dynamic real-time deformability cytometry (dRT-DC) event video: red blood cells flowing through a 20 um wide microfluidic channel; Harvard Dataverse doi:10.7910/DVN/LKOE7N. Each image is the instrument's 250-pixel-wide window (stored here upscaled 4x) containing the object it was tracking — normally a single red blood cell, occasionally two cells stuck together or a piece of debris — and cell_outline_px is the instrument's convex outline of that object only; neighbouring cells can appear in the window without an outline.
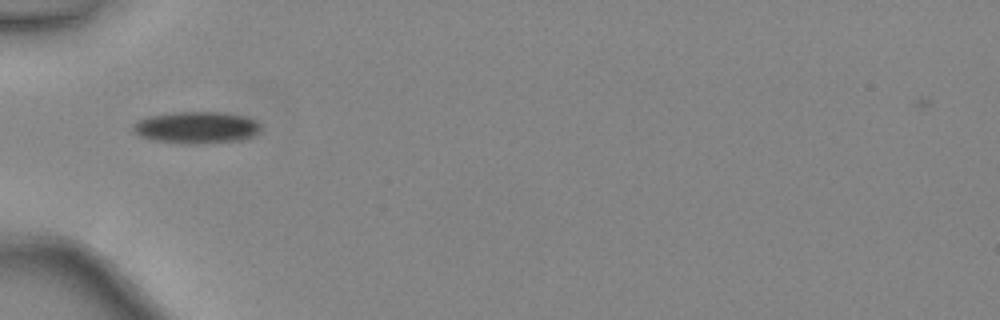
{"species": "common noctule bat (a hibernating species)", "species_latin": "Nyctalus noctula", "temperature_condition": "warm", "stored_images_in_passage": 31, "camera_frame_rate_fps": 3000, "um_per_image_px": 0.085, "animal": {"sex": "female", "body_mass_g": 24.6, "forearm_length_mm": 56.2}, "frame": {"image": 1, "passage_image": 1, "time_ms": 0.0, "image_size_px": [1000, 320], "cell_outline_px": [[260, 128], [252, 136], [240, 140], [196, 144], [184, 144], [156, 140], [140, 136], [132, 128], [132, 124], [148, 116], [172, 112], [220, 112], [248, 116], [256, 120], [260, 124]], "centroid_in_image_um": [16.71, 10.83], "position_along_channel_um": 68.3, "area_um2": 23.64}}
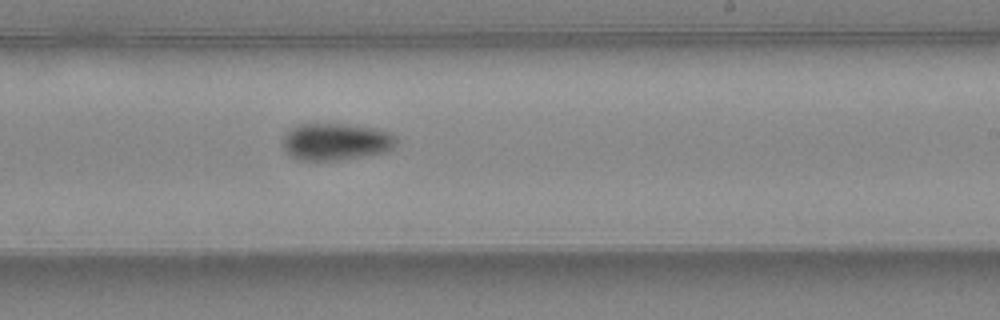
{"frame": {"image": 2, "passage_image": 14, "time_ms": 4.333, "image_size_px": [1000, 320], "cell_outline_px": [[396, 140], [392, 148], [384, 152], [340, 160], [300, 160], [292, 156], [284, 148], [284, 136], [292, 128], [300, 124], [340, 124], [376, 128], [388, 132], [396, 136]], "centroid_in_image_um": [28.56, 12.04], "position_along_channel_um": 260.4, "area_um2": 24.04}}
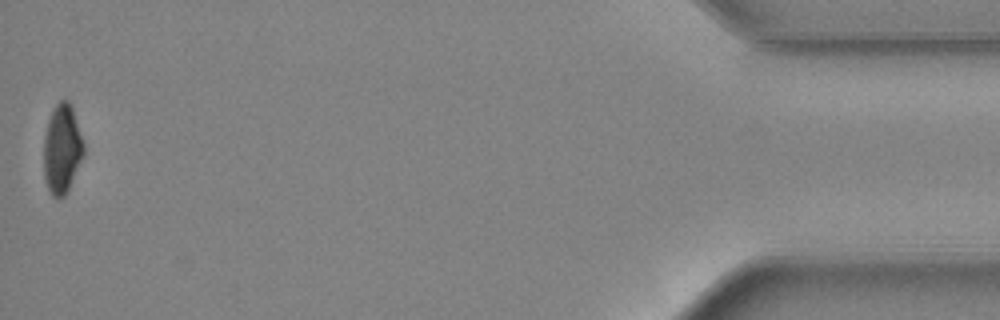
{"frame": {"image": 3, "passage_image": 31, "time_ms": 10.0, "image_size_px": [1000, 320], "cell_outline_px": [[84, 156], [64, 196], [52, 196], [44, 180], [44, 136], [48, 120], [56, 104], [60, 100], [68, 100], [72, 108], [84, 144]], "centroid_in_image_um": [5.27, 12.65], "position_along_channel_um": 429.9, "area_um2": 20.46}, "authors_computed_cell_mechanics": {"area_um2": 23.5246, "velocity_mm_per_s": 4.4764, "shape_relaxation_time_tau1_ms": 5.0746, "shape_relaxation_time_tau2_ms": null, "deformation_change_tau1": 0.1396, "deformation_change_tau2": null}}